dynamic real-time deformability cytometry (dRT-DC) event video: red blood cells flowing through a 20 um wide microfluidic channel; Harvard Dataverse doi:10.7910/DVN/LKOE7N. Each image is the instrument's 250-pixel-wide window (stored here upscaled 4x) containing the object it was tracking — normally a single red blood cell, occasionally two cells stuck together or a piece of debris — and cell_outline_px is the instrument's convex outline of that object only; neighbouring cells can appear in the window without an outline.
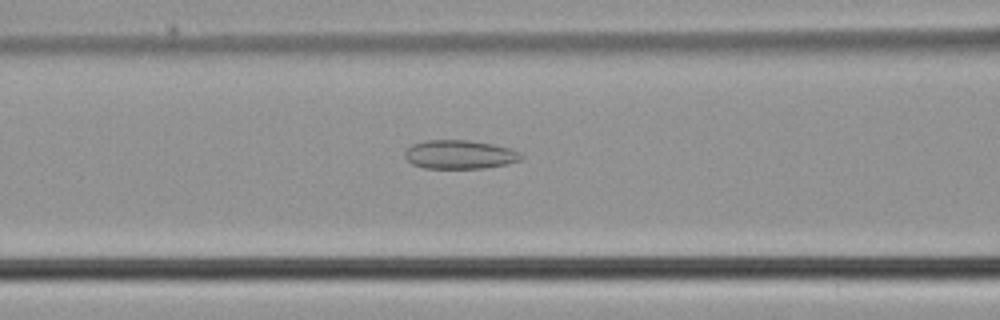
{"species": "common noctule bat (a hibernating species)", "species_latin": "Nyctalus noctula", "temperature_condition": "cold", "stored_images_in_passage": 39, "camera_frame_rate_fps": 3000, "um_per_image_px": 0.085, "animal": {"sex": "male", "body_mass_g": 21.5, "forearm_length_mm": 52.0}, "frame": {"image": 1, "passage_image": 10, "time_ms": 3.0, "image_size_px": [1000, 320], "cell_outline_px": [[524, 156], [520, 160], [504, 164], [484, 168], [424, 168], [412, 164], [404, 156], [404, 152], [412, 144], [424, 140], [468, 140], [492, 144], [512, 148], [520, 152]], "centroid_in_image_um": [39.07, 13.12], "position_along_channel_um": 127.5, "area_um2": 19.54}}
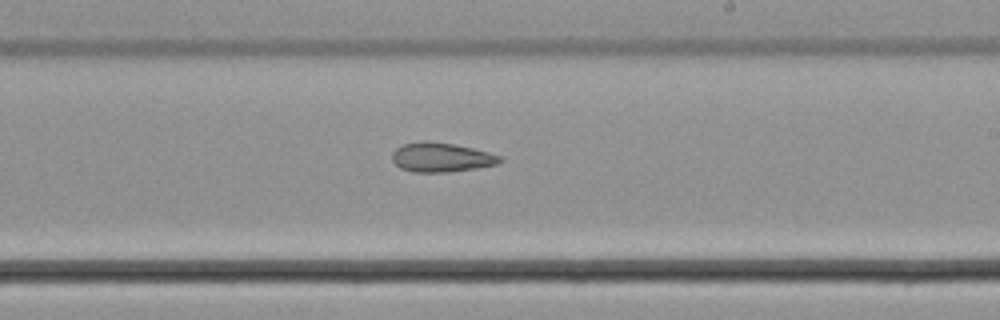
{"frame": {"image": 2, "passage_image": 19, "time_ms": 6.0, "image_size_px": [1000, 320], "cell_outline_px": [[504, 160], [496, 164], [476, 168], [448, 172], [412, 172], [400, 168], [392, 160], [392, 152], [396, 148], [404, 144], [420, 140], [424, 140], [452, 144], [472, 148], [504, 156]], "centroid_in_image_um": [37.5, 13.37], "position_along_channel_um": 251.5, "area_um2": 18.5}}
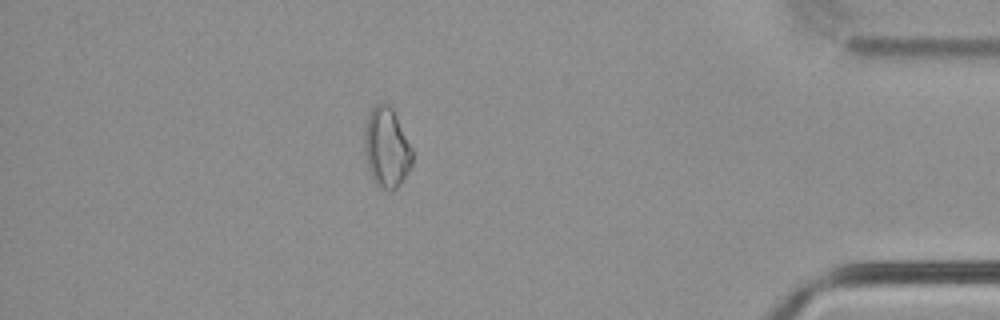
{"frame": {"image": 3, "passage_image": 33, "time_ms": 10.667, "image_size_px": [1000, 320], "cell_outline_px": [[412, 168], [404, 180], [392, 192], [388, 192], [380, 188], [372, 180], [368, 168], [364, 152], [364, 128], [368, 116], [372, 108], [376, 104], [388, 104], [392, 108], [412, 148]], "centroid_in_image_um": [32.86, 12.62], "position_along_channel_um": 402.3, "area_um2": 22.6}}